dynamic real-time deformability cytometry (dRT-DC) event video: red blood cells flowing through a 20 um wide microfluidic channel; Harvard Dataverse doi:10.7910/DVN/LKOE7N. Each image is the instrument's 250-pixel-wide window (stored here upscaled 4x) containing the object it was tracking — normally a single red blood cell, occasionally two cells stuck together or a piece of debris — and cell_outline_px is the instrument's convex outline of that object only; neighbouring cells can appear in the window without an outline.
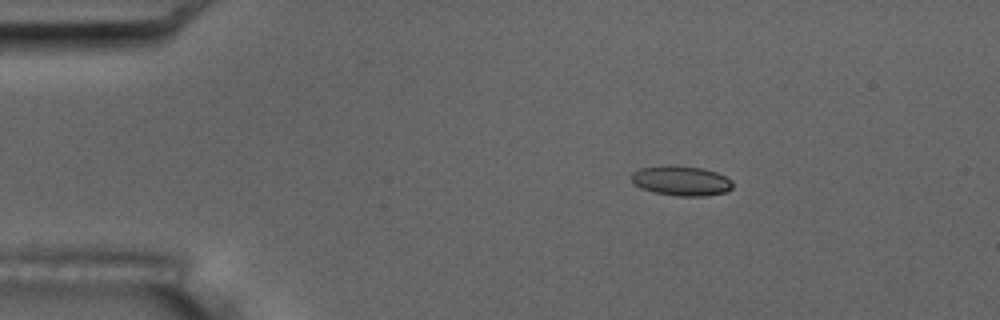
{"species": "common noctule bat (a hibernating species)", "species_latin": "Nyctalus noctula", "temperature_condition": "room temperature", "stored_images_in_passage": 15, "camera_frame_rate_fps": 3000, "um_per_image_px": 0.085, "animal": {"sex": "male", "body_mass_g": 17.5, "forearm_length_mm": 52.3}, "frame": {"image": 1, "passage_image": 3, "time_ms": 2.0, "image_size_px": [1000, 320], "cell_outline_px": [[732, 188], [724, 192], [704, 196], [676, 196], [656, 192], [632, 184], [632, 172], [640, 168], [704, 168], [716, 172], [732, 180]], "centroid_in_image_um": [57.94, 15.41], "position_along_channel_um": 27.1, "area_um2": 16.7}, "authors_computed_cell_mechanics": {"area_um2": 17.1666, "velocity_mm_per_s": 3.5367, "shape_relaxation_time_tau1_ms": 5.1806, "shape_relaxation_time_tau2_ms": null, "deformation_change_tau1": 0.0955, "deformation_change_tau2": null}}